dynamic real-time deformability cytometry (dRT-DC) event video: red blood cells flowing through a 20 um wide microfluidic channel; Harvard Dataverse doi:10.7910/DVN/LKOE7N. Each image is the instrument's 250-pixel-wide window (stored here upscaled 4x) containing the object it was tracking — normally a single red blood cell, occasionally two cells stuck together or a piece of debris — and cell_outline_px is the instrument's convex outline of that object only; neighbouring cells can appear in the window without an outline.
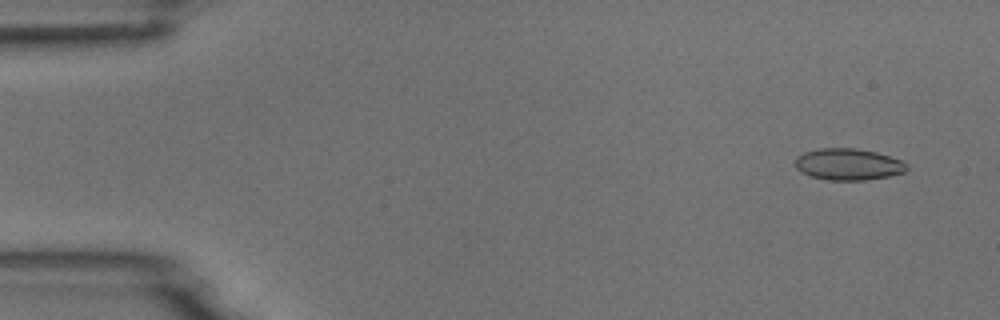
{"species": "common noctule bat (a hibernating species)", "species_latin": "Nyctalus noctula", "temperature_condition": "room temperature", "stored_images_in_passage": 5, "camera_frame_rate_fps": 3000, "um_per_image_px": 0.085, "animal": {"sex": "male", "body_mass_g": 18.8}, "frame": {"image": 1, "passage_image": 2, "time_ms": 1.0, "image_size_px": [1000, 320], "cell_outline_px": [[908, 168], [904, 172], [888, 176], [864, 180], [828, 180], [812, 176], [800, 172], [796, 168], [796, 156], [804, 152], [820, 148], [856, 148], [876, 152], [900, 160], [908, 164]], "centroid_in_image_um": [72.09, 13.96], "position_along_channel_um": 12.9, "area_um2": 20.46}}
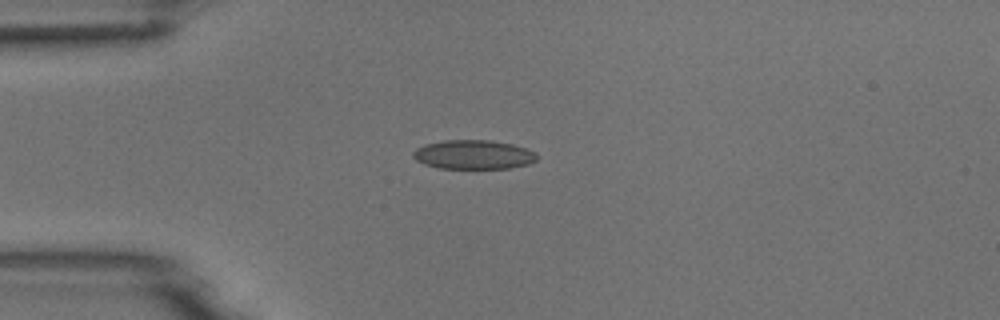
{"frame": {"image": 2, "passage_image": 4, "time_ms": 4.333, "image_size_px": [1000, 320], "cell_outline_px": [[536, 160], [528, 164], [508, 168], [440, 168], [424, 164], [416, 160], [412, 156], [412, 152], [416, 148], [424, 144], [444, 140], [488, 140], [512, 144], [536, 152]], "centroid_in_image_um": [40.2, 13.14], "position_along_channel_um": 44.8, "area_um2": 20.92}}